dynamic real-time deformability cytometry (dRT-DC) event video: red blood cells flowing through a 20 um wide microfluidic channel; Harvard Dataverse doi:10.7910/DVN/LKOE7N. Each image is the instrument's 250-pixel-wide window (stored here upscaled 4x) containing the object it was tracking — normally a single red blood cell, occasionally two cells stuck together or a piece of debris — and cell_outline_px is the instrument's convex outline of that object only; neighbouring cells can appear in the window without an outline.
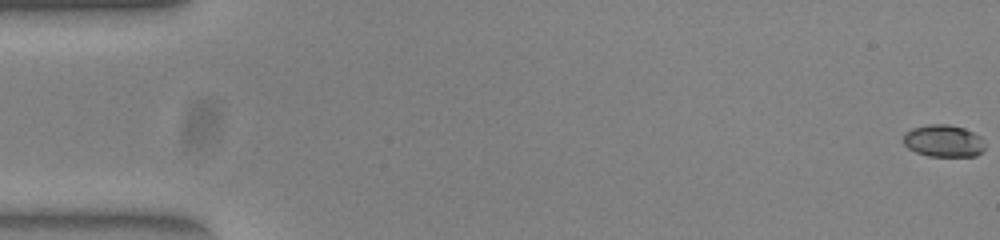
{"species": "common noctule bat (a hibernating species)", "species_latin": "Nyctalus noctula", "temperature_condition": "warm", "stored_images_in_passage": 53, "camera_frame_rate_fps": 3000, "um_per_image_px": 0.085, "animal": {"sex": "female", "body_mass_g": 23.0, "forearm_length_mm": 53.4}, "frame": {"image": 1, "passage_image": 1, "time_ms": 0.0, "image_size_px": [1000, 240], "cell_outline_px": [[984, 148], [976, 156], [928, 156], [916, 152], [908, 148], [904, 144], [904, 136], [912, 128], [928, 124], [948, 124], [964, 128], [980, 136]], "centroid_in_image_um": [80.19, 11.97], "position_along_channel_um": 4.8, "area_um2": 15.09}}
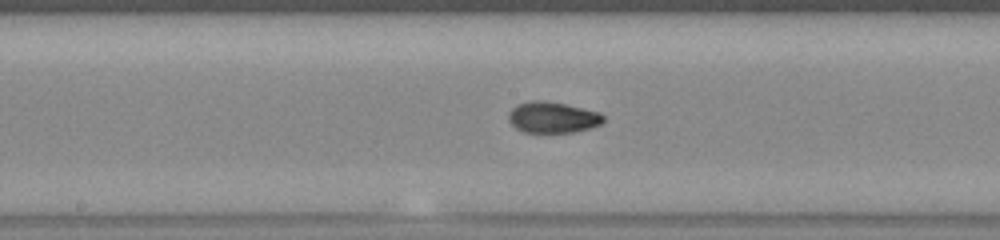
{"frame": {"image": 2, "passage_image": 28, "time_ms": 9.0, "image_size_px": [1000, 240], "cell_outline_px": [[604, 120], [600, 124], [588, 128], [572, 132], [524, 132], [516, 128], [508, 120], [508, 112], [516, 104], [532, 100], [544, 100], [564, 104], [600, 112], [604, 116]], "centroid_in_image_um": [46.94, 9.96], "position_along_channel_um": 201.3, "area_um2": 17.11}}
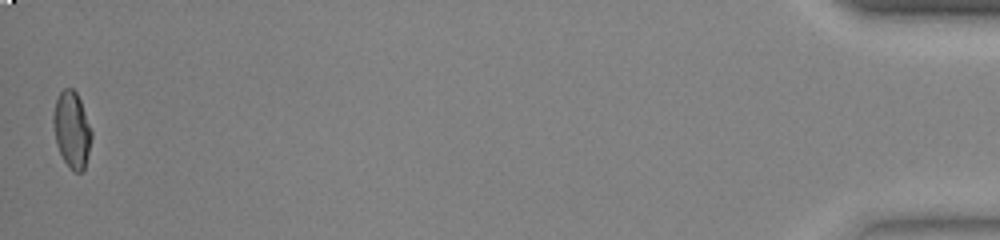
{"frame": {"image": 3, "passage_image": 53, "time_ms": 17.333, "image_size_px": [1000, 240], "cell_outline_px": [[92, 136], [84, 168], [80, 172], [76, 172], [64, 160], [56, 144], [52, 124], [52, 116], [56, 100], [60, 92], [64, 88], [72, 88], [76, 92], [80, 100], [92, 132]], "centroid_in_image_um": [6.08, 10.98], "position_along_channel_um": 429.1, "area_um2": 16.7}, "authors_computed_cell_mechanics": {"area_um2": 16.8198, "velocity_mm_per_s": 3.9357, "shape_relaxation_time_tau1_ms": null, "shape_relaxation_time_tau2_ms": 1.0257, "deformation_change_tau1": null, "deformation_change_tau2": 0.0451}}